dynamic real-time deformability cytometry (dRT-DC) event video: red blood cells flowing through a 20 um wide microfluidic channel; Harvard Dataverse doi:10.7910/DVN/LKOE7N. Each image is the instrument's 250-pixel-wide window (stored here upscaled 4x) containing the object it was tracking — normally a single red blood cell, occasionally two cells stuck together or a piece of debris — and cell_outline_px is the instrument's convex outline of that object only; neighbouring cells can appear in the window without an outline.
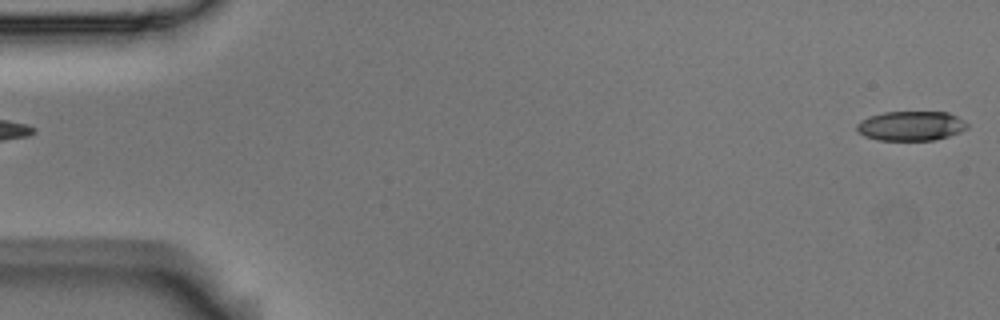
{"species": "Egyptian fruit bat (a non-hibernating species)", "species_latin": "Rousettus aegyptiacus", "temperature_condition": "room temperature", "stored_images_in_passage": 3, "segment_of_instrument_passage": [2, 2], "camera_frame_rate_fps": 3000, "um_per_image_px": 0.085, "animal": {"sex": "male"}, "frame": {"image": 1, "passage_image": 3, "time_ms": 0.667, "image_size_px": [1000, 320], "cell_outline_px": [[968, 128], [960, 132], [948, 136], [932, 140], [876, 140], [864, 136], [856, 132], [856, 124], [860, 120], [868, 116], [884, 112], [948, 112], [964, 120], [968, 124]], "centroid_in_image_um": [77.39, 10.7], "position_along_channel_um": 7.6, "area_um2": 19.19}}